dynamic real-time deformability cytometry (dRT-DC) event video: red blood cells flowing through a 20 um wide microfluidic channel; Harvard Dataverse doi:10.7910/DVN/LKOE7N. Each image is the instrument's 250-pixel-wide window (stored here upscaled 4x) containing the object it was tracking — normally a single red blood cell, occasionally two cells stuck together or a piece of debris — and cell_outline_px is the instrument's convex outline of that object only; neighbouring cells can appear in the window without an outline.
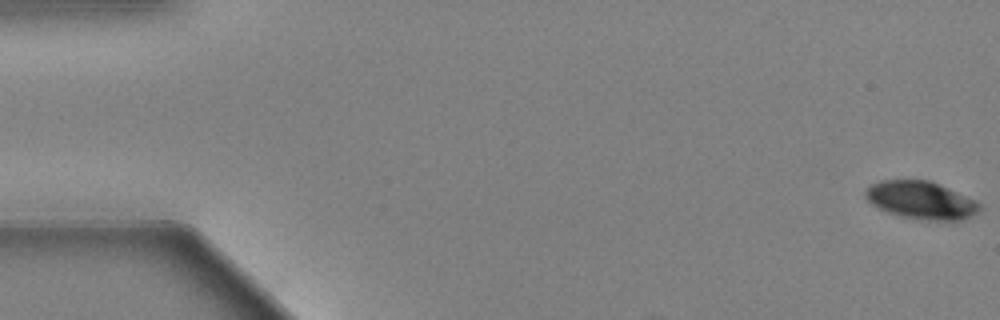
{"species": "Egyptian fruit bat (a non-hibernating species)", "species_latin": "Rousettus aegyptiacus", "temperature_condition": "warm", "stored_images_in_passage": 31, "camera_frame_rate_fps": 3000, "um_per_image_px": 0.085, "animal": {"sex": "female"}, "frame": {"image": 1, "passage_image": 1, "time_ms": 0.0, "image_size_px": [1000, 320], "cell_outline_px": [[980, 208], [976, 212], [960, 220], [928, 220], [900, 216], [888, 212], [872, 204], [864, 196], [864, 192], [872, 184], [880, 180], [928, 180], [976, 200], [980, 204]], "centroid_in_image_um": [78.26, 17.01], "position_along_channel_um": 6.7, "area_um2": 24.62}}
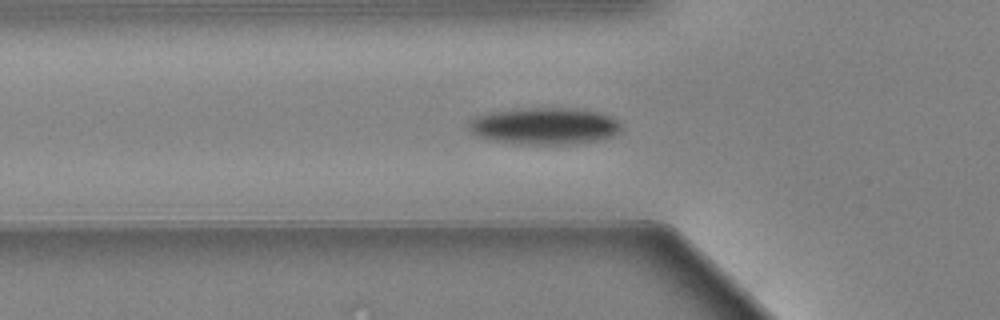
{"frame": {"image": 2, "passage_image": 20, "time_ms": 6.333, "image_size_px": [1000, 320], "cell_outline_px": [[620, 132], [612, 136], [600, 140], [572, 144], [528, 144], [500, 140], [480, 136], [472, 132], [468, 128], [468, 124], [476, 116], [492, 112], [528, 108], [568, 108], [596, 112], [612, 116], [620, 124]], "centroid_in_image_um": [46.35, 10.71], "position_along_channel_um": 79.4, "area_um2": 32.08}}
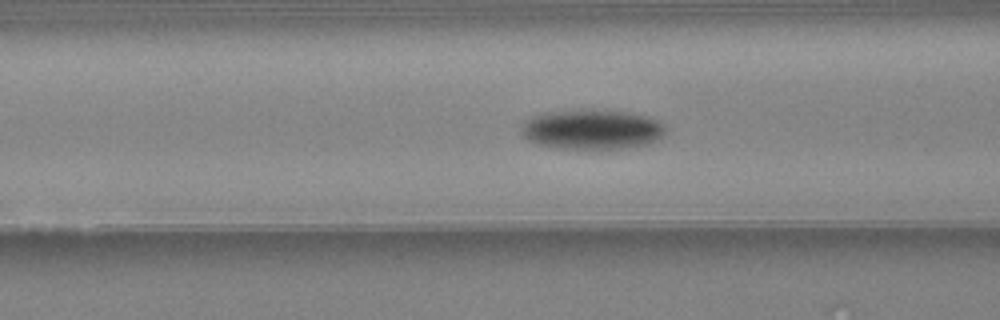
{"frame": {"image": 3, "passage_image": 23, "time_ms": 7.333, "image_size_px": [1000, 320], "cell_outline_px": [[664, 132], [660, 136], [648, 144], [620, 148], [560, 148], [536, 144], [528, 140], [520, 132], [520, 128], [532, 116], [556, 112], [628, 112], [644, 116], [656, 120], [664, 124]], "centroid_in_image_um": [50.29, 11.04], "position_along_channel_um": 116.3, "area_um2": 32.02}}